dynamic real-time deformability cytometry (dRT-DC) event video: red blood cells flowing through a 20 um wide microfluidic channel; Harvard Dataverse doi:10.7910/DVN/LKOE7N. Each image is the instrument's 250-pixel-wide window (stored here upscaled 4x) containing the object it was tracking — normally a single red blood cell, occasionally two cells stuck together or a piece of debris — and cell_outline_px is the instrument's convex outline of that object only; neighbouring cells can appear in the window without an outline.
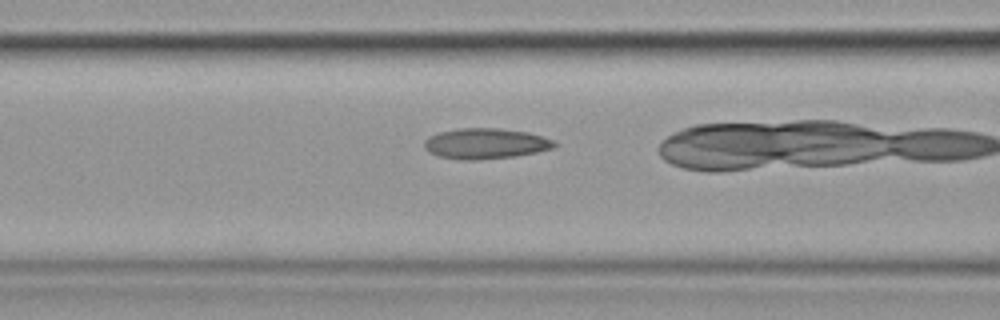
{"species": "common noctule bat (a hibernating species)", "species_latin": "Nyctalus noctula", "temperature_condition": "cold", "stored_images_in_passage": 40, "camera_frame_rate_fps": 3000, "um_per_image_px": 0.085, "animal": {"sex": "female", "body_mass_g": 19.9}, "frame": {"image": 1, "passage_image": 19, "time_ms": 6.0, "image_size_px": [1000, 320], "cell_outline_px": [[560, 144], [552, 148], [536, 152], [516, 156], [480, 160], [460, 160], [440, 156], [428, 152], [424, 148], [424, 140], [428, 136], [440, 132], [460, 128], [500, 128], [528, 132], [552, 140]], "centroid_in_image_um": [41.25, 12.21], "position_along_channel_um": 125.3, "area_um2": 23.29}}
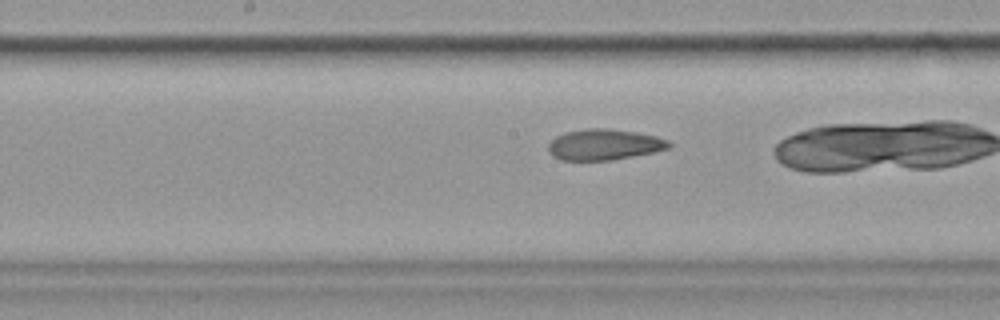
{"frame": {"image": 2, "passage_image": 25, "time_ms": 8.0, "image_size_px": [1000, 320], "cell_outline_px": [[672, 148], [612, 160], [560, 160], [552, 156], [548, 152], [548, 144], [556, 136], [564, 132], [588, 128], [608, 128], [636, 132], [656, 136], [668, 140], [672, 144]], "centroid_in_image_um": [51.34, 12.28], "position_along_channel_um": 196.9, "area_um2": 21.85}}